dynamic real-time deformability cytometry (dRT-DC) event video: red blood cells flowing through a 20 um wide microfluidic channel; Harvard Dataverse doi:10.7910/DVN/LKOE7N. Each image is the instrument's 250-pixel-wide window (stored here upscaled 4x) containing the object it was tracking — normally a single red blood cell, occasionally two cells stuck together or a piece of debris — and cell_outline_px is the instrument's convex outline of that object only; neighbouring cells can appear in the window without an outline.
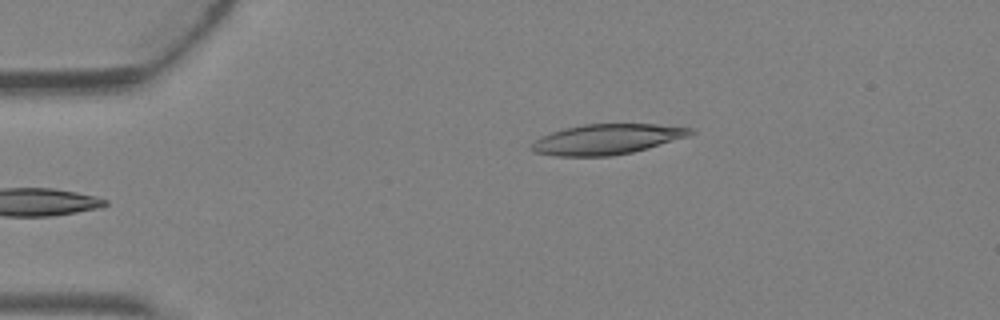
{"species": "Egyptian fruit bat (a non-hibernating species)", "species_latin": "Rousettus aegyptiacus", "temperature_condition": "warm", "stored_images_in_passage": 3, "camera_frame_rate_fps": 3000, "um_per_image_px": 0.085, "animal": {"sex": "female"}, "frame": {"image": 1, "passage_image": 3, "time_ms": 0.667, "image_size_px": [1000, 320], "cell_outline_px": [[696, 132], [688, 136], [648, 148], [632, 152], [612, 156], [556, 156], [532, 152], [528, 148], [540, 136], [564, 128], [584, 124], [656, 124], [692, 128]], "centroid_in_image_um": [51.56, 11.84], "position_along_channel_um": 33.4, "area_um2": 28.09}}